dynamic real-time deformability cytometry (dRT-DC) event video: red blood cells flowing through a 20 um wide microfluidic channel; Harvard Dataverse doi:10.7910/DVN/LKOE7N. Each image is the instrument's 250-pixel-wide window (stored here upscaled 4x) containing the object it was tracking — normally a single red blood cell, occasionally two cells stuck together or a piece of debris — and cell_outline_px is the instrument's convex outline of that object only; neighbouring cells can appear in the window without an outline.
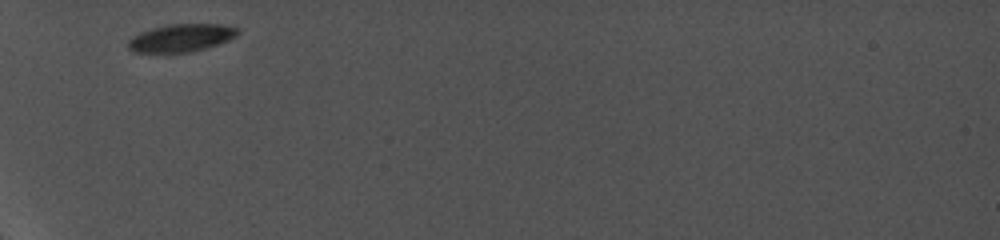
{"species": "common noctule bat (a hibernating species)", "species_latin": "Nyctalus noctula", "temperature_condition": "cold", "stored_images_in_passage": 36, "camera_frame_rate_fps": 5000, "um_per_image_px": 0.085, "animal": {"sex": "female", "body_mass_g": 19.0, "forearm_length_mm": 56.7}, "frame": {"image": 1, "passage_image": 1, "time_ms": 0.0, "image_size_px": [1000, 240], "cell_outline_px": [[240, 32], [236, 36], [228, 40], [208, 48], [192, 52], [132, 52], [128, 48], [128, 40], [132, 36], [140, 32], [152, 28], [168, 24], [220, 24], [236, 28]], "centroid_in_image_um": [15.38, 3.22], "position_along_channel_um": 69.6, "area_um2": 17.74}}
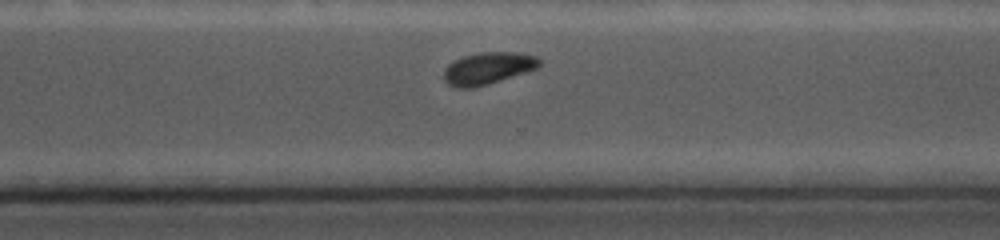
{"frame": {"image": 2, "passage_image": 27, "time_ms": 7.2, "image_size_px": [1000, 240], "cell_outline_px": [[540, 64], [536, 68], [476, 88], [456, 88], [448, 84], [444, 80], [444, 68], [448, 64], [464, 56], [484, 52], [516, 52], [536, 56], [540, 60]], "centroid_in_image_um": [41.43, 5.81], "position_along_channel_um": 329.2, "area_um2": 17.63}}
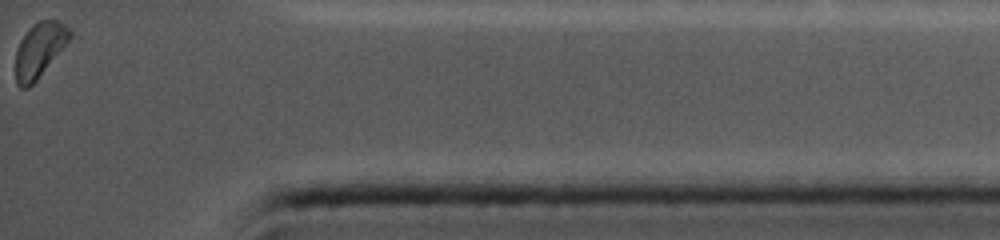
{"frame": {"image": 3, "passage_image": 36, "time_ms": 10.2, "image_size_px": [1000, 240], "cell_outline_px": [[72, 36], [36, 80], [28, 88], [20, 88], [16, 84], [16, 52], [20, 40], [28, 28], [40, 20], [56, 20], [64, 24], [72, 32]], "centroid_in_image_um": [3.33, 4.23], "position_along_channel_um": 431.9, "area_um2": 16.94}, "authors_computed_cell_mechanics": {"area_um2": 18.4093, "velocity_mm_per_s": 3.7869, "shape_relaxation_time_tau1_ms": 1.8772, "shape_relaxation_time_tau2_ms": null, "deformation_change_tau1": 0.0447, "deformation_change_tau2": null}}